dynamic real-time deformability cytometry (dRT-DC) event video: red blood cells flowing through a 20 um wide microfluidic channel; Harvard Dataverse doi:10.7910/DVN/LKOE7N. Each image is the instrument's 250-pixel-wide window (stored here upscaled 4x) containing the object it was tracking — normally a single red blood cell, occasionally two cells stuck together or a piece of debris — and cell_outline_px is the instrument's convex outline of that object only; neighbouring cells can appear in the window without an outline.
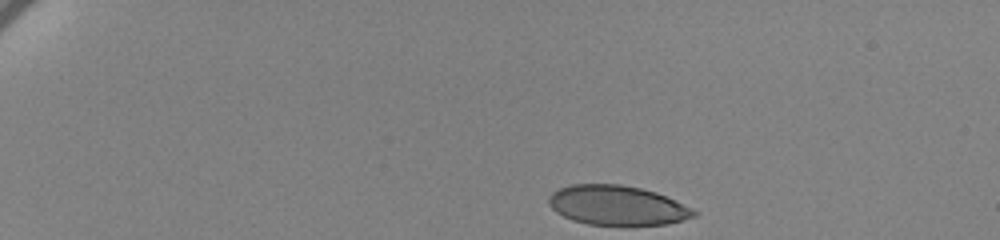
{"species": "human", "species_latin": "Homo sapiens", "temperature_condition": "cold", "stored_images_in_passage": 43, "camera_frame_rate_fps": 3000, "um_per_image_px": 0.085, "donor": {"sex": "female"}, "frame": {"image": 1, "passage_image": 1, "time_ms": 0.0, "image_size_px": [1000, 240], "cell_outline_px": [[696, 216], [668, 224], [588, 224], [572, 220], [556, 212], [548, 204], [548, 196], [552, 192], [560, 188], [572, 184], [620, 184], [640, 188], [656, 192], [692, 208], [696, 212]], "centroid_in_image_um": [52.43, 17.44], "position_along_channel_um": 32.6, "area_um2": 33.18}}
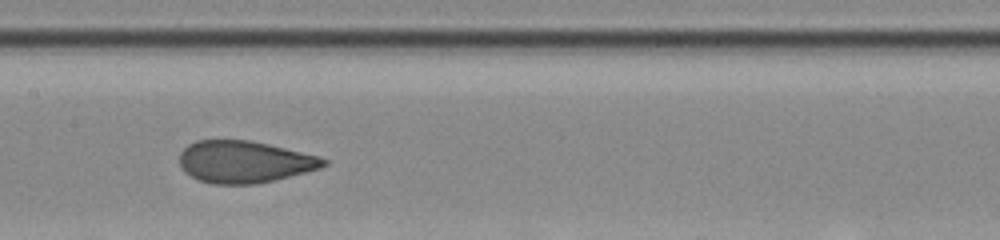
{"frame": {"image": 2, "passage_image": 23, "time_ms": 7.333, "image_size_px": [1000, 240], "cell_outline_px": [[328, 164], [320, 168], [276, 180], [256, 184], [212, 184], [200, 180], [184, 172], [180, 168], [180, 152], [188, 144], [196, 140], [252, 140], [320, 156], [328, 160]], "centroid_in_image_um": [20.78, 13.75], "position_along_channel_um": 186.6, "area_um2": 35.49}}
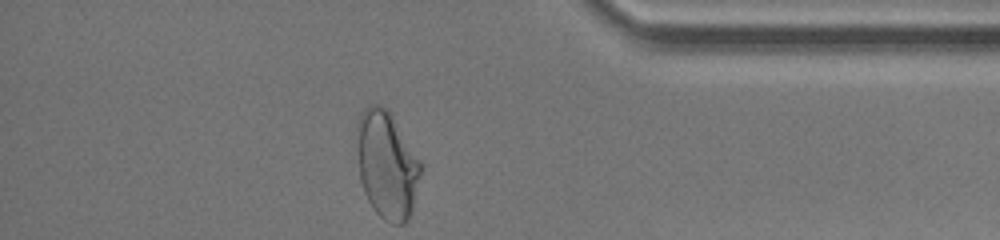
{"frame": {"image": 3, "passage_image": 43, "time_ms": 14.0, "image_size_px": [1000, 240], "cell_outline_px": [[424, 168], [412, 208], [408, 220], [404, 224], [392, 224], [384, 220], [372, 208], [364, 192], [360, 180], [356, 128], [356, 120], [364, 108], [368, 104], [380, 104], [388, 108], [424, 164]], "centroid_in_image_um": [32.91, 13.98], "position_along_channel_um": 402.3, "area_um2": 40.92}, "authors_computed_cell_mechanics": {"area_um2": 35.8938, "velocity_mm_per_s": 3.4347, "shape_relaxation_time_tau1_ms": 6.5628, "shape_relaxation_time_tau2_ms": 0.761, "deformation_change_tau1": 0.1722, "deformation_change_tau2": 0.0512}}